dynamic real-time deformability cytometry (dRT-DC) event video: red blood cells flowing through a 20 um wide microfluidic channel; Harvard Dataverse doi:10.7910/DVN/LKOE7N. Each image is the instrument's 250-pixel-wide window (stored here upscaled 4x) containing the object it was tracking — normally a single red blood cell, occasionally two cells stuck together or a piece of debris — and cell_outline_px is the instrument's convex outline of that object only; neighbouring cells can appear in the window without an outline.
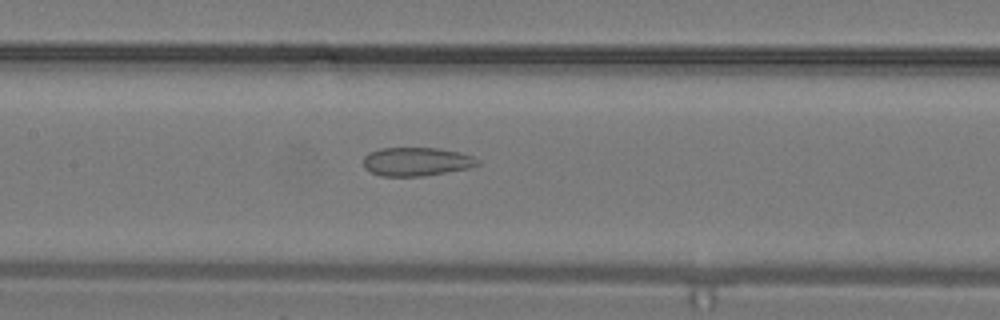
{"species": "common noctule bat (a hibernating species)", "species_latin": "Nyctalus noctula", "temperature_condition": "warm", "stored_images_in_passage": 27, "camera_frame_rate_fps": 3000, "um_per_image_px": 0.085, "animal": {"sex": "male", "body_mass_g": 19.2, "forearm_length_mm": 51.8}, "frame": {"image": 1, "passage_image": 12, "time_ms": 3.667, "image_size_px": [1000, 320], "cell_outline_px": [[480, 164], [468, 168], [424, 176], [380, 176], [364, 168], [364, 156], [368, 152], [380, 148], [440, 148], [460, 152], [472, 156], [480, 160]], "centroid_in_image_um": [35.4, 13.73], "position_along_channel_um": 172.0, "area_um2": 19.13}}
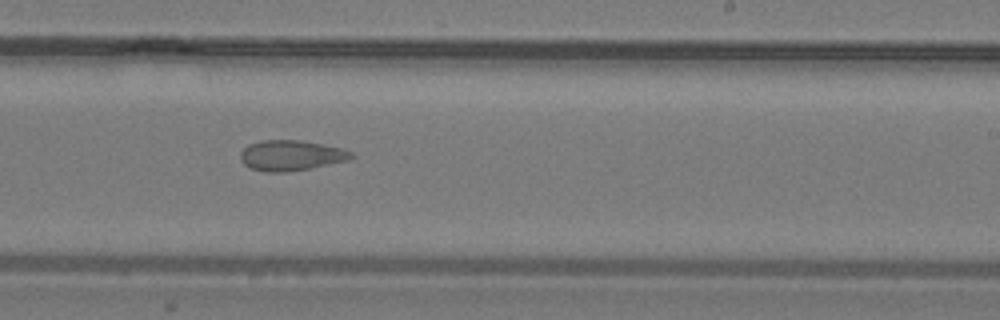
{"frame": {"image": 2, "passage_image": 16, "time_ms": 5.0, "image_size_px": [1000, 320], "cell_outline_px": [[356, 156], [348, 160], [308, 168], [284, 172], [264, 172], [252, 168], [244, 164], [240, 160], [240, 152], [248, 144], [260, 140], [300, 140], [344, 148], [352, 152]], "centroid_in_image_um": [24.73, 13.2], "position_along_channel_um": 264.3, "area_um2": 19.65}}
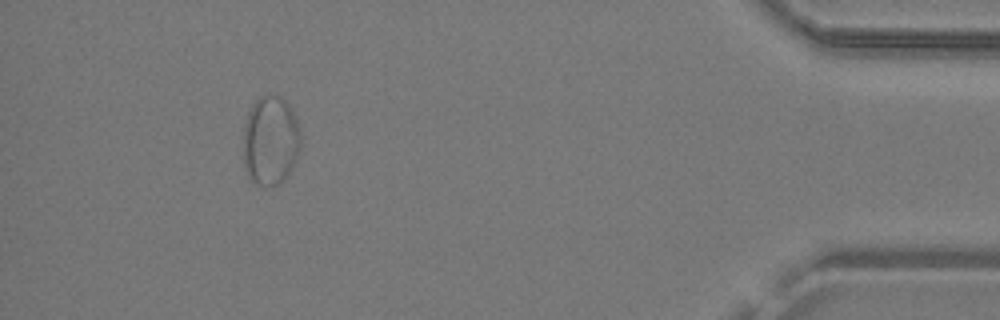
{"frame": {"image": 3, "passage_image": 25, "time_ms": 8.0, "image_size_px": [1000, 320], "cell_outline_px": [[300, 152], [292, 168], [280, 184], [256, 184], [248, 176], [244, 164], [244, 128], [248, 112], [252, 104], [260, 96], [280, 96], [292, 108], [300, 128]], "centroid_in_image_um": [23.01, 11.93], "position_along_channel_um": 412.2, "area_um2": 29.82}}